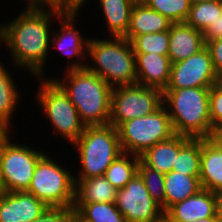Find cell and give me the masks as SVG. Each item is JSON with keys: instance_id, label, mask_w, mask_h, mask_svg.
I'll return each mask as SVG.
<instances>
[{"instance_id": "6da1fadb", "label": "cell", "mask_w": 222, "mask_h": 222, "mask_svg": "<svg viewBox=\"0 0 222 222\" xmlns=\"http://www.w3.org/2000/svg\"><path fill=\"white\" fill-rule=\"evenodd\" d=\"M21 10L12 20L0 23V45L5 44V49L10 52L11 66L18 70L20 67L22 71L27 70L34 78L52 79V75H45L48 68L45 66L52 52L50 38L53 22H56L65 10L28 6Z\"/></svg>"}, {"instance_id": "7a4b0ae2", "label": "cell", "mask_w": 222, "mask_h": 222, "mask_svg": "<svg viewBox=\"0 0 222 222\" xmlns=\"http://www.w3.org/2000/svg\"><path fill=\"white\" fill-rule=\"evenodd\" d=\"M63 73L62 78L52 79L69 96L85 127L109 124L113 88L87 68Z\"/></svg>"}, {"instance_id": "3957f363", "label": "cell", "mask_w": 222, "mask_h": 222, "mask_svg": "<svg viewBox=\"0 0 222 222\" xmlns=\"http://www.w3.org/2000/svg\"><path fill=\"white\" fill-rule=\"evenodd\" d=\"M209 92L210 87L163 91V105L171 118L175 134L206 139L215 133L210 120Z\"/></svg>"}, {"instance_id": "277c9868", "label": "cell", "mask_w": 222, "mask_h": 222, "mask_svg": "<svg viewBox=\"0 0 222 222\" xmlns=\"http://www.w3.org/2000/svg\"><path fill=\"white\" fill-rule=\"evenodd\" d=\"M105 37L89 38L86 68L112 88L136 84L135 53L130 41L121 37Z\"/></svg>"}, {"instance_id": "5b68a950", "label": "cell", "mask_w": 222, "mask_h": 222, "mask_svg": "<svg viewBox=\"0 0 222 222\" xmlns=\"http://www.w3.org/2000/svg\"><path fill=\"white\" fill-rule=\"evenodd\" d=\"M72 145L80 164L74 179L104 176L110 164L123 153L117 128L110 124L85 127Z\"/></svg>"}, {"instance_id": "8992f818", "label": "cell", "mask_w": 222, "mask_h": 222, "mask_svg": "<svg viewBox=\"0 0 222 222\" xmlns=\"http://www.w3.org/2000/svg\"><path fill=\"white\" fill-rule=\"evenodd\" d=\"M36 79L40 83L37 85L39 87L34 100L37 101V106L41 107V114H44L50 125L52 124L54 134H60L68 141L67 144L70 143L72 146L85 130L76 107L53 79Z\"/></svg>"}, {"instance_id": "52a82bcc", "label": "cell", "mask_w": 222, "mask_h": 222, "mask_svg": "<svg viewBox=\"0 0 222 222\" xmlns=\"http://www.w3.org/2000/svg\"><path fill=\"white\" fill-rule=\"evenodd\" d=\"M57 161L46 153L38 161L26 192L33 194L48 207L73 208L76 186L75 174L71 169L64 167L65 165H61Z\"/></svg>"}, {"instance_id": "ba28073f", "label": "cell", "mask_w": 222, "mask_h": 222, "mask_svg": "<svg viewBox=\"0 0 222 222\" xmlns=\"http://www.w3.org/2000/svg\"><path fill=\"white\" fill-rule=\"evenodd\" d=\"M117 131L123 153L137 156L156 143L175 135L171 118L164 105L149 115L121 123Z\"/></svg>"}, {"instance_id": "9c48e42d", "label": "cell", "mask_w": 222, "mask_h": 222, "mask_svg": "<svg viewBox=\"0 0 222 222\" xmlns=\"http://www.w3.org/2000/svg\"><path fill=\"white\" fill-rule=\"evenodd\" d=\"M12 137L0 148L2 189L23 192L28 190L35 167L47 151L30 147L29 143L13 142Z\"/></svg>"}, {"instance_id": "30bf717a", "label": "cell", "mask_w": 222, "mask_h": 222, "mask_svg": "<svg viewBox=\"0 0 222 222\" xmlns=\"http://www.w3.org/2000/svg\"><path fill=\"white\" fill-rule=\"evenodd\" d=\"M163 105V91L140 84L119 86L112 89L110 125L149 115Z\"/></svg>"}, {"instance_id": "8fae6325", "label": "cell", "mask_w": 222, "mask_h": 222, "mask_svg": "<svg viewBox=\"0 0 222 222\" xmlns=\"http://www.w3.org/2000/svg\"><path fill=\"white\" fill-rule=\"evenodd\" d=\"M115 205L128 222H164L161 206L151 197L138 173L117 190Z\"/></svg>"}, {"instance_id": "7c38bea8", "label": "cell", "mask_w": 222, "mask_h": 222, "mask_svg": "<svg viewBox=\"0 0 222 222\" xmlns=\"http://www.w3.org/2000/svg\"><path fill=\"white\" fill-rule=\"evenodd\" d=\"M79 13L81 14L80 11L76 10L65 11L58 19L59 29L53 28L52 30L50 49H58L65 57L71 59L67 61L68 64L65 65L64 71L86 68L89 38L82 36L81 32L76 28V22L79 20L77 17H80ZM72 58L75 60L73 61Z\"/></svg>"}, {"instance_id": "4fadbf2b", "label": "cell", "mask_w": 222, "mask_h": 222, "mask_svg": "<svg viewBox=\"0 0 222 222\" xmlns=\"http://www.w3.org/2000/svg\"><path fill=\"white\" fill-rule=\"evenodd\" d=\"M217 82L209 49L205 46L189 58L173 63L166 89L211 87Z\"/></svg>"}, {"instance_id": "5bb4252c", "label": "cell", "mask_w": 222, "mask_h": 222, "mask_svg": "<svg viewBox=\"0 0 222 222\" xmlns=\"http://www.w3.org/2000/svg\"><path fill=\"white\" fill-rule=\"evenodd\" d=\"M48 206L33 194L3 192L0 198V222H33Z\"/></svg>"}, {"instance_id": "9a60e30c", "label": "cell", "mask_w": 222, "mask_h": 222, "mask_svg": "<svg viewBox=\"0 0 222 222\" xmlns=\"http://www.w3.org/2000/svg\"><path fill=\"white\" fill-rule=\"evenodd\" d=\"M215 215V193L201 189L197 194L170 206L164 212V222H188Z\"/></svg>"}, {"instance_id": "2e32d148", "label": "cell", "mask_w": 222, "mask_h": 222, "mask_svg": "<svg viewBox=\"0 0 222 222\" xmlns=\"http://www.w3.org/2000/svg\"><path fill=\"white\" fill-rule=\"evenodd\" d=\"M137 84L166 89L170 79L172 63L168 55L135 53Z\"/></svg>"}, {"instance_id": "e0dca14e", "label": "cell", "mask_w": 222, "mask_h": 222, "mask_svg": "<svg viewBox=\"0 0 222 222\" xmlns=\"http://www.w3.org/2000/svg\"><path fill=\"white\" fill-rule=\"evenodd\" d=\"M205 46L203 32L194 29L186 22L171 24L168 57L172 64L189 58Z\"/></svg>"}, {"instance_id": "ac0fdd59", "label": "cell", "mask_w": 222, "mask_h": 222, "mask_svg": "<svg viewBox=\"0 0 222 222\" xmlns=\"http://www.w3.org/2000/svg\"><path fill=\"white\" fill-rule=\"evenodd\" d=\"M190 137L177 135L158 142L140 155V160L154 171L166 174L172 171L179 150L190 140Z\"/></svg>"}, {"instance_id": "d6986e66", "label": "cell", "mask_w": 222, "mask_h": 222, "mask_svg": "<svg viewBox=\"0 0 222 222\" xmlns=\"http://www.w3.org/2000/svg\"><path fill=\"white\" fill-rule=\"evenodd\" d=\"M172 22L143 1L137 0L131 10L130 24L126 39L131 41L135 36L149 33H160L169 30Z\"/></svg>"}, {"instance_id": "ffe728a7", "label": "cell", "mask_w": 222, "mask_h": 222, "mask_svg": "<svg viewBox=\"0 0 222 222\" xmlns=\"http://www.w3.org/2000/svg\"><path fill=\"white\" fill-rule=\"evenodd\" d=\"M75 180L74 211H78L86 203H115L117 189L105 176Z\"/></svg>"}, {"instance_id": "44dd1931", "label": "cell", "mask_w": 222, "mask_h": 222, "mask_svg": "<svg viewBox=\"0 0 222 222\" xmlns=\"http://www.w3.org/2000/svg\"><path fill=\"white\" fill-rule=\"evenodd\" d=\"M200 184L211 192L222 190V152L209 139L201 138Z\"/></svg>"}, {"instance_id": "7402d4cb", "label": "cell", "mask_w": 222, "mask_h": 222, "mask_svg": "<svg viewBox=\"0 0 222 222\" xmlns=\"http://www.w3.org/2000/svg\"><path fill=\"white\" fill-rule=\"evenodd\" d=\"M110 37L125 38L130 24V14L137 0H96Z\"/></svg>"}, {"instance_id": "603a6c76", "label": "cell", "mask_w": 222, "mask_h": 222, "mask_svg": "<svg viewBox=\"0 0 222 222\" xmlns=\"http://www.w3.org/2000/svg\"><path fill=\"white\" fill-rule=\"evenodd\" d=\"M165 211L175 203L197 194L201 189L200 179L177 171L164 174Z\"/></svg>"}, {"instance_id": "cb8c5ba5", "label": "cell", "mask_w": 222, "mask_h": 222, "mask_svg": "<svg viewBox=\"0 0 222 222\" xmlns=\"http://www.w3.org/2000/svg\"><path fill=\"white\" fill-rule=\"evenodd\" d=\"M0 60V119L5 120L11 126L15 120L13 115L16 109H19L18 102H21L20 87L14 81L11 72L7 70ZM19 87V88H18ZM18 107V108H17ZM14 116V117H13Z\"/></svg>"}, {"instance_id": "d4e9b609", "label": "cell", "mask_w": 222, "mask_h": 222, "mask_svg": "<svg viewBox=\"0 0 222 222\" xmlns=\"http://www.w3.org/2000/svg\"><path fill=\"white\" fill-rule=\"evenodd\" d=\"M140 156L122 153L107 168L105 178L117 190L122 189L138 173Z\"/></svg>"}, {"instance_id": "484cf974", "label": "cell", "mask_w": 222, "mask_h": 222, "mask_svg": "<svg viewBox=\"0 0 222 222\" xmlns=\"http://www.w3.org/2000/svg\"><path fill=\"white\" fill-rule=\"evenodd\" d=\"M201 138H191L178 152L172 171L200 177Z\"/></svg>"}, {"instance_id": "4316f807", "label": "cell", "mask_w": 222, "mask_h": 222, "mask_svg": "<svg viewBox=\"0 0 222 222\" xmlns=\"http://www.w3.org/2000/svg\"><path fill=\"white\" fill-rule=\"evenodd\" d=\"M220 16V0L197 2L191 4L189 15L185 22L194 29L204 32Z\"/></svg>"}, {"instance_id": "83f0119b", "label": "cell", "mask_w": 222, "mask_h": 222, "mask_svg": "<svg viewBox=\"0 0 222 222\" xmlns=\"http://www.w3.org/2000/svg\"><path fill=\"white\" fill-rule=\"evenodd\" d=\"M77 213L88 222H128L115 203H86Z\"/></svg>"}, {"instance_id": "f1b7e54d", "label": "cell", "mask_w": 222, "mask_h": 222, "mask_svg": "<svg viewBox=\"0 0 222 222\" xmlns=\"http://www.w3.org/2000/svg\"><path fill=\"white\" fill-rule=\"evenodd\" d=\"M134 53H156L168 55L169 30L135 36L130 41Z\"/></svg>"}, {"instance_id": "f546056e", "label": "cell", "mask_w": 222, "mask_h": 222, "mask_svg": "<svg viewBox=\"0 0 222 222\" xmlns=\"http://www.w3.org/2000/svg\"><path fill=\"white\" fill-rule=\"evenodd\" d=\"M151 9L156 10L172 23L185 22L191 2L189 0H141Z\"/></svg>"}, {"instance_id": "4dcf8cb0", "label": "cell", "mask_w": 222, "mask_h": 222, "mask_svg": "<svg viewBox=\"0 0 222 222\" xmlns=\"http://www.w3.org/2000/svg\"><path fill=\"white\" fill-rule=\"evenodd\" d=\"M138 174L143 179L151 197L161 206L162 211L165 212L164 174L154 171L141 160L138 164Z\"/></svg>"}, {"instance_id": "1f68e13d", "label": "cell", "mask_w": 222, "mask_h": 222, "mask_svg": "<svg viewBox=\"0 0 222 222\" xmlns=\"http://www.w3.org/2000/svg\"><path fill=\"white\" fill-rule=\"evenodd\" d=\"M210 120L215 132L222 131V88L217 84L209 92Z\"/></svg>"}, {"instance_id": "d6a6232c", "label": "cell", "mask_w": 222, "mask_h": 222, "mask_svg": "<svg viewBox=\"0 0 222 222\" xmlns=\"http://www.w3.org/2000/svg\"><path fill=\"white\" fill-rule=\"evenodd\" d=\"M28 7H55L65 11H81L85 4L81 0H27ZM84 5V6H83Z\"/></svg>"}, {"instance_id": "836d02e7", "label": "cell", "mask_w": 222, "mask_h": 222, "mask_svg": "<svg viewBox=\"0 0 222 222\" xmlns=\"http://www.w3.org/2000/svg\"><path fill=\"white\" fill-rule=\"evenodd\" d=\"M73 208L48 207L46 211L33 222H69Z\"/></svg>"}, {"instance_id": "e575fe53", "label": "cell", "mask_w": 222, "mask_h": 222, "mask_svg": "<svg viewBox=\"0 0 222 222\" xmlns=\"http://www.w3.org/2000/svg\"><path fill=\"white\" fill-rule=\"evenodd\" d=\"M206 47L210 51L214 69L219 73L222 71V38L207 42Z\"/></svg>"}, {"instance_id": "d590c367", "label": "cell", "mask_w": 222, "mask_h": 222, "mask_svg": "<svg viewBox=\"0 0 222 222\" xmlns=\"http://www.w3.org/2000/svg\"><path fill=\"white\" fill-rule=\"evenodd\" d=\"M222 38V16L218 17L214 23L204 30L203 39L205 44L214 39Z\"/></svg>"}, {"instance_id": "8d00e7d4", "label": "cell", "mask_w": 222, "mask_h": 222, "mask_svg": "<svg viewBox=\"0 0 222 222\" xmlns=\"http://www.w3.org/2000/svg\"><path fill=\"white\" fill-rule=\"evenodd\" d=\"M11 127L5 120L0 119V148L11 138Z\"/></svg>"}, {"instance_id": "74e56055", "label": "cell", "mask_w": 222, "mask_h": 222, "mask_svg": "<svg viewBox=\"0 0 222 222\" xmlns=\"http://www.w3.org/2000/svg\"><path fill=\"white\" fill-rule=\"evenodd\" d=\"M216 215L222 222V190L215 193Z\"/></svg>"}, {"instance_id": "f35d334b", "label": "cell", "mask_w": 222, "mask_h": 222, "mask_svg": "<svg viewBox=\"0 0 222 222\" xmlns=\"http://www.w3.org/2000/svg\"><path fill=\"white\" fill-rule=\"evenodd\" d=\"M222 152V133L221 132H215L210 138H209Z\"/></svg>"}, {"instance_id": "ab89813d", "label": "cell", "mask_w": 222, "mask_h": 222, "mask_svg": "<svg viewBox=\"0 0 222 222\" xmlns=\"http://www.w3.org/2000/svg\"><path fill=\"white\" fill-rule=\"evenodd\" d=\"M69 222H88L83 217H81L76 211H72L69 217Z\"/></svg>"}, {"instance_id": "60d3db41", "label": "cell", "mask_w": 222, "mask_h": 222, "mask_svg": "<svg viewBox=\"0 0 222 222\" xmlns=\"http://www.w3.org/2000/svg\"><path fill=\"white\" fill-rule=\"evenodd\" d=\"M188 222H221V220L217 217V215H215L209 218L196 219V220L188 221Z\"/></svg>"}, {"instance_id": "b9f144b4", "label": "cell", "mask_w": 222, "mask_h": 222, "mask_svg": "<svg viewBox=\"0 0 222 222\" xmlns=\"http://www.w3.org/2000/svg\"><path fill=\"white\" fill-rule=\"evenodd\" d=\"M216 84L222 88V71H220L219 73H217V82Z\"/></svg>"}, {"instance_id": "7bdbcfd3", "label": "cell", "mask_w": 222, "mask_h": 222, "mask_svg": "<svg viewBox=\"0 0 222 222\" xmlns=\"http://www.w3.org/2000/svg\"><path fill=\"white\" fill-rule=\"evenodd\" d=\"M191 4L197 3V2H203V1H218V0H189Z\"/></svg>"}, {"instance_id": "ee69618b", "label": "cell", "mask_w": 222, "mask_h": 222, "mask_svg": "<svg viewBox=\"0 0 222 222\" xmlns=\"http://www.w3.org/2000/svg\"><path fill=\"white\" fill-rule=\"evenodd\" d=\"M0 186L2 187L1 159H0Z\"/></svg>"}, {"instance_id": "f6af8a7d", "label": "cell", "mask_w": 222, "mask_h": 222, "mask_svg": "<svg viewBox=\"0 0 222 222\" xmlns=\"http://www.w3.org/2000/svg\"><path fill=\"white\" fill-rule=\"evenodd\" d=\"M3 189H2V187L0 186V198L2 197V194H3Z\"/></svg>"}, {"instance_id": "bcb514c9", "label": "cell", "mask_w": 222, "mask_h": 222, "mask_svg": "<svg viewBox=\"0 0 222 222\" xmlns=\"http://www.w3.org/2000/svg\"><path fill=\"white\" fill-rule=\"evenodd\" d=\"M220 9H221V16H222V0H220Z\"/></svg>"}, {"instance_id": "7dc6e473", "label": "cell", "mask_w": 222, "mask_h": 222, "mask_svg": "<svg viewBox=\"0 0 222 222\" xmlns=\"http://www.w3.org/2000/svg\"><path fill=\"white\" fill-rule=\"evenodd\" d=\"M84 4H87L88 2H90V0H81Z\"/></svg>"}]
</instances>
